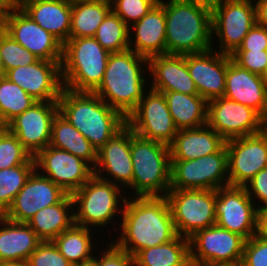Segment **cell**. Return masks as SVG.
<instances>
[{
    "label": "cell",
    "mask_w": 267,
    "mask_h": 266,
    "mask_svg": "<svg viewBox=\"0 0 267 266\" xmlns=\"http://www.w3.org/2000/svg\"><path fill=\"white\" fill-rule=\"evenodd\" d=\"M0 266H30L28 260L1 262Z\"/></svg>",
    "instance_id": "51"
},
{
    "label": "cell",
    "mask_w": 267,
    "mask_h": 266,
    "mask_svg": "<svg viewBox=\"0 0 267 266\" xmlns=\"http://www.w3.org/2000/svg\"><path fill=\"white\" fill-rule=\"evenodd\" d=\"M60 65L38 59L31 65L8 70L5 76L37 101H58L63 88Z\"/></svg>",
    "instance_id": "20"
},
{
    "label": "cell",
    "mask_w": 267,
    "mask_h": 266,
    "mask_svg": "<svg viewBox=\"0 0 267 266\" xmlns=\"http://www.w3.org/2000/svg\"><path fill=\"white\" fill-rule=\"evenodd\" d=\"M199 266H242L241 263H206Z\"/></svg>",
    "instance_id": "53"
},
{
    "label": "cell",
    "mask_w": 267,
    "mask_h": 266,
    "mask_svg": "<svg viewBox=\"0 0 267 266\" xmlns=\"http://www.w3.org/2000/svg\"><path fill=\"white\" fill-rule=\"evenodd\" d=\"M94 38L109 53L129 49V27L112 10L98 27Z\"/></svg>",
    "instance_id": "36"
},
{
    "label": "cell",
    "mask_w": 267,
    "mask_h": 266,
    "mask_svg": "<svg viewBox=\"0 0 267 266\" xmlns=\"http://www.w3.org/2000/svg\"><path fill=\"white\" fill-rule=\"evenodd\" d=\"M109 54L94 37L69 38L60 65L63 87L93 93L102 82Z\"/></svg>",
    "instance_id": "5"
},
{
    "label": "cell",
    "mask_w": 267,
    "mask_h": 266,
    "mask_svg": "<svg viewBox=\"0 0 267 266\" xmlns=\"http://www.w3.org/2000/svg\"><path fill=\"white\" fill-rule=\"evenodd\" d=\"M35 169L17 193L3 216L16 223H27L39 210L57 204L67 193Z\"/></svg>",
    "instance_id": "19"
},
{
    "label": "cell",
    "mask_w": 267,
    "mask_h": 266,
    "mask_svg": "<svg viewBox=\"0 0 267 266\" xmlns=\"http://www.w3.org/2000/svg\"><path fill=\"white\" fill-rule=\"evenodd\" d=\"M178 130L194 129L207 124V101L200 95L161 92Z\"/></svg>",
    "instance_id": "30"
},
{
    "label": "cell",
    "mask_w": 267,
    "mask_h": 266,
    "mask_svg": "<svg viewBox=\"0 0 267 266\" xmlns=\"http://www.w3.org/2000/svg\"><path fill=\"white\" fill-rule=\"evenodd\" d=\"M180 1L199 5L212 11L220 3L221 0H180Z\"/></svg>",
    "instance_id": "48"
},
{
    "label": "cell",
    "mask_w": 267,
    "mask_h": 266,
    "mask_svg": "<svg viewBox=\"0 0 267 266\" xmlns=\"http://www.w3.org/2000/svg\"><path fill=\"white\" fill-rule=\"evenodd\" d=\"M158 2L159 0H113L111 10L130 27L131 23L139 21Z\"/></svg>",
    "instance_id": "40"
},
{
    "label": "cell",
    "mask_w": 267,
    "mask_h": 266,
    "mask_svg": "<svg viewBox=\"0 0 267 266\" xmlns=\"http://www.w3.org/2000/svg\"><path fill=\"white\" fill-rule=\"evenodd\" d=\"M72 207L74 208L72 195L66 194L57 204L47 206L35 213L27 224L41 241H53L74 224Z\"/></svg>",
    "instance_id": "29"
},
{
    "label": "cell",
    "mask_w": 267,
    "mask_h": 266,
    "mask_svg": "<svg viewBox=\"0 0 267 266\" xmlns=\"http://www.w3.org/2000/svg\"><path fill=\"white\" fill-rule=\"evenodd\" d=\"M229 186L227 149L193 160H171L170 189L217 190Z\"/></svg>",
    "instance_id": "9"
},
{
    "label": "cell",
    "mask_w": 267,
    "mask_h": 266,
    "mask_svg": "<svg viewBox=\"0 0 267 266\" xmlns=\"http://www.w3.org/2000/svg\"><path fill=\"white\" fill-rule=\"evenodd\" d=\"M19 7L62 44L69 39L72 0H26Z\"/></svg>",
    "instance_id": "26"
},
{
    "label": "cell",
    "mask_w": 267,
    "mask_h": 266,
    "mask_svg": "<svg viewBox=\"0 0 267 266\" xmlns=\"http://www.w3.org/2000/svg\"><path fill=\"white\" fill-rule=\"evenodd\" d=\"M255 0H221L211 11L212 40L216 33L221 54L231 55L256 23Z\"/></svg>",
    "instance_id": "10"
},
{
    "label": "cell",
    "mask_w": 267,
    "mask_h": 266,
    "mask_svg": "<svg viewBox=\"0 0 267 266\" xmlns=\"http://www.w3.org/2000/svg\"><path fill=\"white\" fill-rule=\"evenodd\" d=\"M129 27V49L150 58L166 54V17L164 5L159 1L145 16ZM134 34V43L131 35ZM132 46V47H131Z\"/></svg>",
    "instance_id": "25"
},
{
    "label": "cell",
    "mask_w": 267,
    "mask_h": 266,
    "mask_svg": "<svg viewBox=\"0 0 267 266\" xmlns=\"http://www.w3.org/2000/svg\"><path fill=\"white\" fill-rule=\"evenodd\" d=\"M159 1L166 17V54H193L213 48L209 9L180 0Z\"/></svg>",
    "instance_id": "4"
},
{
    "label": "cell",
    "mask_w": 267,
    "mask_h": 266,
    "mask_svg": "<svg viewBox=\"0 0 267 266\" xmlns=\"http://www.w3.org/2000/svg\"><path fill=\"white\" fill-rule=\"evenodd\" d=\"M242 266H267V239L257 233L246 240Z\"/></svg>",
    "instance_id": "42"
},
{
    "label": "cell",
    "mask_w": 267,
    "mask_h": 266,
    "mask_svg": "<svg viewBox=\"0 0 267 266\" xmlns=\"http://www.w3.org/2000/svg\"><path fill=\"white\" fill-rule=\"evenodd\" d=\"M6 75L4 66H3V60L0 54V77H4Z\"/></svg>",
    "instance_id": "55"
},
{
    "label": "cell",
    "mask_w": 267,
    "mask_h": 266,
    "mask_svg": "<svg viewBox=\"0 0 267 266\" xmlns=\"http://www.w3.org/2000/svg\"><path fill=\"white\" fill-rule=\"evenodd\" d=\"M14 6L8 0H0V22Z\"/></svg>",
    "instance_id": "50"
},
{
    "label": "cell",
    "mask_w": 267,
    "mask_h": 266,
    "mask_svg": "<svg viewBox=\"0 0 267 266\" xmlns=\"http://www.w3.org/2000/svg\"><path fill=\"white\" fill-rule=\"evenodd\" d=\"M36 102L37 100L6 76L0 77V127H5Z\"/></svg>",
    "instance_id": "35"
},
{
    "label": "cell",
    "mask_w": 267,
    "mask_h": 266,
    "mask_svg": "<svg viewBox=\"0 0 267 266\" xmlns=\"http://www.w3.org/2000/svg\"><path fill=\"white\" fill-rule=\"evenodd\" d=\"M225 140L207 124L194 129L178 130L169 145L171 160H193L218 152Z\"/></svg>",
    "instance_id": "27"
},
{
    "label": "cell",
    "mask_w": 267,
    "mask_h": 266,
    "mask_svg": "<svg viewBox=\"0 0 267 266\" xmlns=\"http://www.w3.org/2000/svg\"><path fill=\"white\" fill-rule=\"evenodd\" d=\"M0 263L28 260L42 242L27 223H16L0 215Z\"/></svg>",
    "instance_id": "28"
},
{
    "label": "cell",
    "mask_w": 267,
    "mask_h": 266,
    "mask_svg": "<svg viewBox=\"0 0 267 266\" xmlns=\"http://www.w3.org/2000/svg\"><path fill=\"white\" fill-rule=\"evenodd\" d=\"M216 225L246 240L259 233V210L244 187L227 186L216 190Z\"/></svg>",
    "instance_id": "12"
},
{
    "label": "cell",
    "mask_w": 267,
    "mask_h": 266,
    "mask_svg": "<svg viewBox=\"0 0 267 266\" xmlns=\"http://www.w3.org/2000/svg\"><path fill=\"white\" fill-rule=\"evenodd\" d=\"M130 151L136 197L165 196L170 190L169 145L142 138L131 129Z\"/></svg>",
    "instance_id": "6"
},
{
    "label": "cell",
    "mask_w": 267,
    "mask_h": 266,
    "mask_svg": "<svg viewBox=\"0 0 267 266\" xmlns=\"http://www.w3.org/2000/svg\"><path fill=\"white\" fill-rule=\"evenodd\" d=\"M215 51L211 48L200 53L185 54L187 68L198 95L206 101L225 94L228 55Z\"/></svg>",
    "instance_id": "22"
},
{
    "label": "cell",
    "mask_w": 267,
    "mask_h": 266,
    "mask_svg": "<svg viewBox=\"0 0 267 266\" xmlns=\"http://www.w3.org/2000/svg\"><path fill=\"white\" fill-rule=\"evenodd\" d=\"M148 92L126 118L127 125L142 138L170 145L178 129L169 112L164 94L151 88Z\"/></svg>",
    "instance_id": "14"
},
{
    "label": "cell",
    "mask_w": 267,
    "mask_h": 266,
    "mask_svg": "<svg viewBox=\"0 0 267 266\" xmlns=\"http://www.w3.org/2000/svg\"><path fill=\"white\" fill-rule=\"evenodd\" d=\"M230 56L239 67L263 77L267 75V50L235 51Z\"/></svg>",
    "instance_id": "43"
},
{
    "label": "cell",
    "mask_w": 267,
    "mask_h": 266,
    "mask_svg": "<svg viewBox=\"0 0 267 266\" xmlns=\"http://www.w3.org/2000/svg\"><path fill=\"white\" fill-rule=\"evenodd\" d=\"M225 145L229 186L244 187L267 168V126L259 133L228 140Z\"/></svg>",
    "instance_id": "16"
},
{
    "label": "cell",
    "mask_w": 267,
    "mask_h": 266,
    "mask_svg": "<svg viewBox=\"0 0 267 266\" xmlns=\"http://www.w3.org/2000/svg\"><path fill=\"white\" fill-rule=\"evenodd\" d=\"M120 189L121 186L93 175L72 194L74 207L77 208L74 224L90 228V225L104 227L110 223L117 212H123L119 206Z\"/></svg>",
    "instance_id": "8"
},
{
    "label": "cell",
    "mask_w": 267,
    "mask_h": 266,
    "mask_svg": "<svg viewBox=\"0 0 267 266\" xmlns=\"http://www.w3.org/2000/svg\"><path fill=\"white\" fill-rule=\"evenodd\" d=\"M148 70L153 75L151 89L158 92H179L198 95L189 74L185 55L162 54L148 58Z\"/></svg>",
    "instance_id": "24"
},
{
    "label": "cell",
    "mask_w": 267,
    "mask_h": 266,
    "mask_svg": "<svg viewBox=\"0 0 267 266\" xmlns=\"http://www.w3.org/2000/svg\"><path fill=\"white\" fill-rule=\"evenodd\" d=\"M189 239L177 235L162 245L139 251L134 256L135 266H190Z\"/></svg>",
    "instance_id": "32"
},
{
    "label": "cell",
    "mask_w": 267,
    "mask_h": 266,
    "mask_svg": "<svg viewBox=\"0 0 267 266\" xmlns=\"http://www.w3.org/2000/svg\"><path fill=\"white\" fill-rule=\"evenodd\" d=\"M81 2H88V3H104L107 5H111L113 0H76Z\"/></svg>",
    "instance_id": "54"
},
{
    "label": "cell",
    "mask_w": 267,
    "mask_h": 266,
    "mask_svg": "<svg viewBox=\"0 0 267 266\" xmlns=\"http://www.w3.org/2000/svg\"><path fill=\"white\" fill-rule=\"evenodd\" d=\"M259 234L267 239V208L259 211Z\"/></svg>",
    "instance_id": "49"
},
{
    "label": "cell",
    "mask_w": 267,
    "mask_h": 266,
    "mask_svg": "<svg viewBox=\"0 0 267 266\" xmlns=\"http://www.w3.org/2000/svg\"><path fill=\"white\" fill-rule=\"evenodd\" d=\"M207 125L228 141L263 131L267 121L256 110L222 96L207 101Z\"/></svg>",
    "instance_id": "11"
},
{
    "label": "cell",
    "mask_w": 267,
    "mask_h": 266,
    "mask_svg": "<svg viewBox=\"0 0 267 266\" xmlns=\"http://www.w3.org/2000/svg\"><path fill=\"white\" fill-rule=\"evenodd\" d=\"M110 11L111 5L72 0L69 38L94 37Z\"/></svg>",
    "instance_id": "33"
},
{
    "label": "cell",
    "mask_w": 267,
    "mask_h": 266,
    "mask_svg": "<svg viewBox=\"0 0 267 266\" xmlns=\"http://www.w3.org/2000/svg\"><path fill=\"white\" fill-rule=\"evenodd\" d=\"M30 266H73L52 241H42L28 258Z\"/></svg>",
    "instance_id": "41"
},
{
    "label": "cell",
    "mask_w": 267,
    "mask_h": 266,
    "mask_svg": "<svg viewBox=\"0 0 267 266\" xmlns=\"http://www.w3.org/2000/svg\"><path fill=\"white\" fill-rule=\"evenodd\" d=\"M14 7H19L26 0H8Z\"/></svg>",
    "instance_id": "56"
},
{
    "label": "cell",
    "mask_w": 267,
    "mask_h": 266,
    "mask_svg": "<svg viewBox=\"0 0 267 266\" xmlns=\"http://www.w3.org/2000/svg\"><path fill=\"white\" fill-rule=\"evenodd\" d=\"M130 149L131 128L126 124L97 151L94 175L115 185L119 182L121 186H127L132 190L133 168ZM102 171H106L113 180L106 178L107 175L103 176Z\"/></svg>",
    "instance_id": "21"
},
{
    "label": "cell",
    "mask_w": 267,
    "mask_h": 266,
    "mask_svg": "<svg viewBox=\"0 0 267 266\" xmlns=\"http://www.w3.org/2000/svg\"><path fill=\"white\" fill-rule=\"evenodd\" d=\"M0 27L38 59L62 62L63 44L20 7H13L0 22Z\"/></svg>",
    "instance_id": "15"
},
{
    "label": "cell",
    "mask_w": 267,
    "mask_h": 266,
    "mask_svg": "<svg viewBox=\"0 0 267 266\" xmlns=\"http://www.w3.org/2000/svg\"><path fill=\"white\" fill-rule=\"evenodd\" d=\"M59 112L58 101H37L5 127L17 136L34 157L50 145L52 121Z\"/></svg>",
    "instance_id": "18"
},
{
    "label": "cell",
    "mask_w": 267,
    "mask_h": 266,
    "mask_svg": "<svg viewBox=\"0 0 267 266\" xmlns=\"http://www.w3.org/2000/svg\"><path fill=\"white\" fill-rule=\"evenodd\" d=\"M64 116L98 151L126 124V118L98 95L62 88L58 99Z\"/></svg>",
    "instance_id": "2"
},
{
    "label": "cell",
    "mask_w": 267,
    "mask_h": 266,
    "mask_svg": "<svg viewBox=\"0 0 267 266\" xmlns=\"http://www.w3.org/2000/svg\"><path fill=\"white\" fill-rule=\"evenodd\" d=\"M108 247L98 259V266H135L132 255L117 248L112 242Z\"/></svg>",
    "instance_id": "46"
},
{
    "label": "cell",
    "mask_w": 267,
    "mask_h": 266,
    "mask_svg": "<svg viewBox=\"0 0 267 266\" xmlns=\"http://www.w3.org/2000/svg\"><path fill=\"white\" fill-rule=\"evenodd\" d=\"M142 64L147 66L148 58L133 50L110 53L102 82L93 93L127 118L148 93Z\"/></svg>",
    "instance_id": "3"
},
{
    "label": "cell",
    "mask_w": 267,
    "mask_h": 266,
    "mask_svg": "<svg viewBox=\"0 0 267 266\" xmlns=\"http://www.w3.org/2000/svg\"><path fill=\"white\" fill-rule=\"evenodd\" d=\"M260 50H267V28L255 23L236 51Z\"/></svg>",
    "instance_id": "45"
},
{
    "label": "cell",
    "mask_w": 267,
    "mask_h": 266,
    "mask_svg": "<svg viewBox=\"0 0 267 266\" xmlns=\"http://www.w3.org/2000/svg\"><path fill=\"white\" fill-rule=\"evenodd\" d=\"M165 197L177 235L190 238L216 224V190L170 189Z\"/></svg>",
    "instance_id": "7"
},
{
    "label": "cell",
    "mask_w": 267,
    "mask_h": 266,
    "mask_svg": "<svg viewBox=\"0 0 267 266\" xmlns=\"http://www.w3.org/2000/svg\"><path fill=\"white\" fill-rule=\"evenodd\" d=\"M50 146L70 152L93 168L96 165V148L59 112L52 121Z\"/></svg>",
    "instance_id": "31"
},
{
    "label": "cell",
    "mask_w": 267,
    "mask_h": 266,
    "mask_svg": "<svg viewBox=\"0 0 267 266\" xmlns=\"http://www.w3.org/2000/svg\"><path fill=\"white\" fill-rule=\"evenodd\" d=\"M35 169V164H23L0 170V215L11 206Z\"/></svg>",
    "instance_id": "37"
},
{
    "label": "cell",
    "mask_w": 267,
    "mask_h": 266,
    "mask_svg": "<svg viewBox=\"0 0 267 266\" xmlns=\"http://www.w3.org/2000/svg\"><path fill=\"white\" fill-rule=\"evenodd\" d=\"M35 168L57 184L64 192L72 195L93 175L94 168L81 158L53 146H47L34 157Z\"/></svg>",
    "instance_id": "17"
},
{
    "label": "cell",
    "mask_w": 267,
    "mask_h": 266,
    "mask_svg": "<svg viewBox=\"0 0 267 266\" xmlns=\"http://www.w3.org/2000/svg\"><path fill=\"white\" fill-rule=\"evenodd\" d=\"M224 97L256 110L267 121V79L239 67L230 55Z\"/></svg>",
    "instance_id": "23"
},
{
    "label": "cell",
    "mask_w": 267,
    "mask_h": 266,
    "mask_svg": "<svg viewBox=\"0 0 267 266\" xmlns=\"http://www.w3.org/2000/svg\"><path fill=\"white\" fill-rule=\"evenodd\" d=\"M244 188L252 201H254L253 197H256L260 200L259 202H263L262 205L257 207L259 211L267 208V168L260 170L245 184Z\"/></svg>",
    "instance_id": "44"
},
{
    "label": "cell",
    "mask_w": 267,
    "mask_h": 266,
    "mask_svg": "<svg viewBox=\"0 0 267 266\" xmlns=\"http://www.w3.org/2000/svg\"><path fill=\"white\" fill-rule=\"evenodd\" d=\"M23 164H35L34 158L15 134L0 127V170Z\"/></svg>",
    "instance_id": "38"
},
{
    "label": "cell",
    "mask_w": 267,
    "mask_h": 266,
    "mask_svg": "<svg viewBox=\"0 0 267 266\" xmlns=\"http://www.w3.org/2000/svg\"><path fill=\"white\" fill-rule=\"evenodd\" d=\"M0 54L3 60L5 73L19 66H27L35 63L38 58L17 43L0 27Z\"/></svg>",
    "instance_id": "39"
},
{
    "label": "cell",
    "mask_w": 267,
    "mask_h": 266,
    "mask_svg": "<svg viewBox=\"0 0 267 266\" xmlns=\"http://www.w3.org/2000/svg\"><path fill=\"white\" fill-rule=\"evenodd\" d=\"M90 229L73 224L52 242L59 252L74 266L93 258Z\"/></svg>",
    "instance_id": "34"
},
{
    "label": "cell",
    "mask_w": 267,
    "mask_h": 266,
    "mask_svg": "<svg viewBox=\"0 0 267 266\" xmlns=\"http://www.w3.org/2000/svg\"><path fill=\"white\" fill-rule=\"evenodd\" d=\"M121 237L112 243L133 257L141 250L173 240L176 230L165 196H122ZM133 244V245H132Z\"/></svg>",
    "instance_id": "1"
},
{
    "label": "cell",
    "mask_w": 267,
    "mask_h": 266,
    "mask_svg": "<svg viewBox=\"0 0 267 266\" xmlns=\"http://www.w3.org/2000/svg\"><path fill=\"white\" fill-rule=\"evenodd\" d=\"M188 239L190 262L195 266L242 262L246 239L216 224L197 231Z\"/></svg>",
    "instance_id": "13"
},
{
    "label": "cell",
    "mask_w": 267,
    "mask_h": 266,
    "mask_svg": "<svg viewBox=\"0 0 267 266\" xmlns=\"http://www.w3.org/2000/svg\"><path fill=\"white\" fill-rule=\"evenodd\" d=\"M256 23L267 28V0H257Z\"/></svg>",
    "instance_id": "47"
},
{
    "label": "cell",
    "mask_w": 267,
    "mask_h": 266,
    "mask_svg": "<svg viewBox=\"0 0 267 266\" xmlns=\"http://www.w3.org/2000/svg\"><path fill=\"white\" fill-rule=\"evenodd\" d=\"M74 266H98V259L93 257L88 261L81 262L80 264Z\"/></svg>",
    "instance_id": "52"
}]
</instances>
